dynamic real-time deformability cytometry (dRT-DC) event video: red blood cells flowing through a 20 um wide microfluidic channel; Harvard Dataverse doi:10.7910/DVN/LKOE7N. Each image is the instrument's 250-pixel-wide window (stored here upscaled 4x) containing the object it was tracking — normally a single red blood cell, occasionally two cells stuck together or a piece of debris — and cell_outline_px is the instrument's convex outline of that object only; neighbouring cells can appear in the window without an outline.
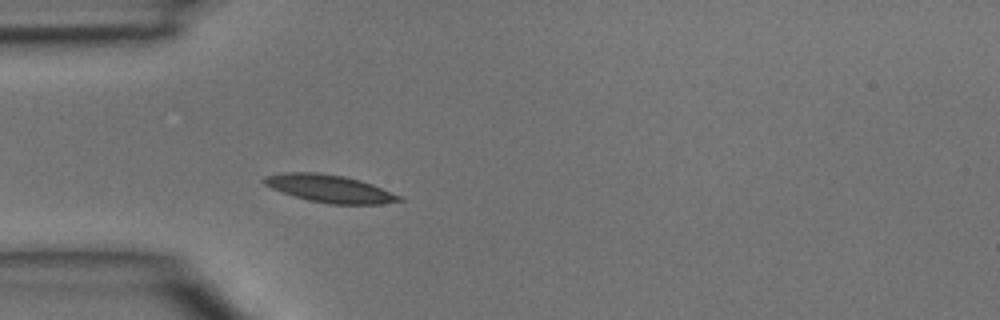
{"species": "common noctule bat (a hibernating species)", "species_latin": "Nyctalus noctula", "temperature_condition": "room temperature", "stored_images_in_passage": 5, "camera_frame_rate_fps": 3000, "um_per_image_px": 0.085, "animal": {"sex": "male", "body_mass_g": 15.6}, "frame": {"image": 1, "passage_image": 5, "time_ms": 1.333, "image_size_px": [1000, 320], "cell_outline_px": [[404, 200], [380, 204], [328, 204], [308, 200], [272, 188], [264, 184], [260, 180], [264, 176], [284, 172], [320, 172], [344, 176], [360, 180], [372, 184], [400, 196]], "centroid_in_image_um": [27.99, 16.02], "position_along_channel_um": 57.0, "area_um2": 21.62}}